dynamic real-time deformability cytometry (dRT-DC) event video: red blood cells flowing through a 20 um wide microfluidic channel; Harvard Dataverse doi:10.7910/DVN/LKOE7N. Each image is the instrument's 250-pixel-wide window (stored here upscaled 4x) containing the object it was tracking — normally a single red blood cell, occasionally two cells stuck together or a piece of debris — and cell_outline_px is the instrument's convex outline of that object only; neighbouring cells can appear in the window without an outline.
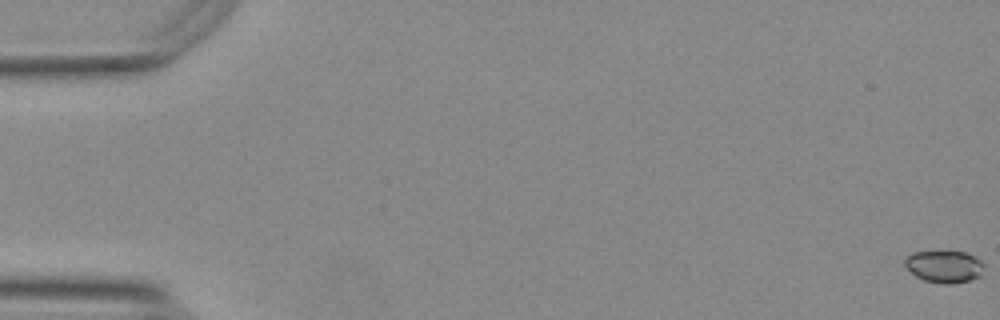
{"species": "Egyptian fruit bat (a non-hibernating species)", "species_latin": "Rousettus aegyptiacus", "temperature_condition": "warm", "stored_images_in_passage": 9, "camera_frame_rate_fps": 3000, "um_per_image_px": 0.085, "animal": {"sex": "female"}, "frame": {"image": 1, "passage_image": 1, "time_ms": 0.0, "image_size_px": [1000, 320], "cell_outline_px": [[984, 268], [980, 276], [968, 280], [948, 284], [940, 284], [924, 280], [916, 276], [904, 264], [904, 256], [912, 252], [940, 248], [968, 252], [980, 260], [984, 264]], "centroid_in_image_um": [80.23, 22.58], "position_along_channel_um": 4.8, "area_um2": 15.61}}